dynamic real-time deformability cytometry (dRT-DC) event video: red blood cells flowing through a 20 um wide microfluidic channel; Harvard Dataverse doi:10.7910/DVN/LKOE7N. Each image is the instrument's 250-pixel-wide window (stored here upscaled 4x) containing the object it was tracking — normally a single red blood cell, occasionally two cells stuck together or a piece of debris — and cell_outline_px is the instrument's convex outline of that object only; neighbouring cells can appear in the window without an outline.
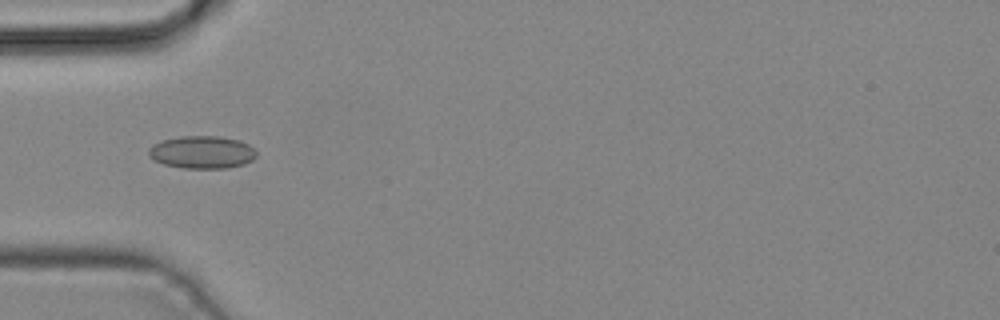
{"species": "common noctule bat (a hibernating species)", "species_latin": "Nyctalus noctula", "temperature_condition": "cold", "stored_images_in_passage": 4, "camera_frame_rate_fps": 3000, "um_per_image_px": 0.085, "animal": {"sex": "male", "body_mass_g": 19.2, "forearm_length_mm": 51.8}, "frame": {"image": 1, "passage_image": 2, "time_ms": 0.333, "image_size_px": [1000, 320], "cell_outline_px": [[256, 156], [252, 160], [244, 164], [228, 168], [184, 168], [164, 164], [148, 156], [148, 148], [152, 144], [160, 140], [180, 136], [220, 136], [240, 140], [248, 144], [256, 152]], "centroid_in_image_um": [17.15, 12.93], "position_along_channel_um": 67.8, "area_um2": 20.63}}
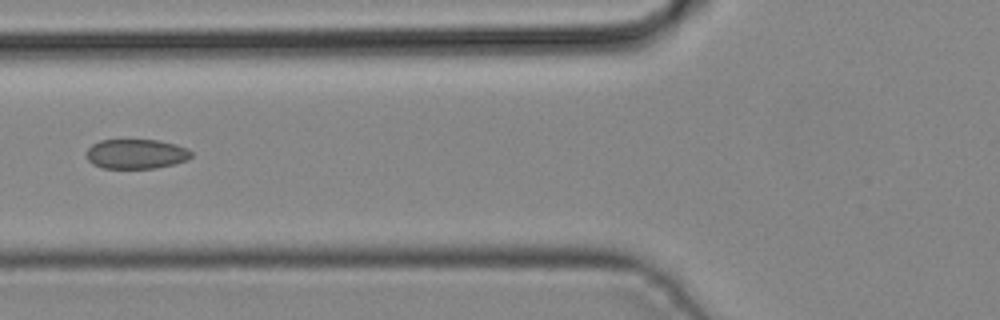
{"frame": {"image": 2, "passage_image": 3, "time_ms": 0.667, "image_size_px": [1000, 320], "cell_outline_px": [[192, 156], [184, 160], [172, 164], [156, 168], [104, 168], [92, 164], [88, 160], [88, 148], [92, 144], [100, 140], [160, 140], [176, 144], [188, 148], [192, 152]], "centroid_in_image_um": [11.58, 13.07], "position_along_channel_um": 114.2, "area_um2": 18.03}}
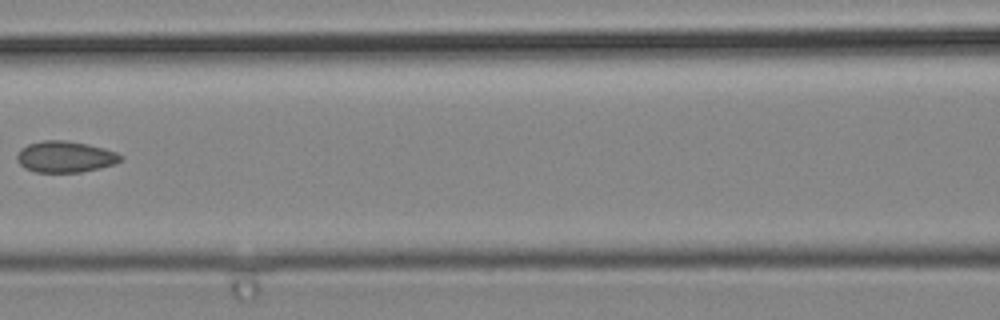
{"frame": {"image": 3, "passage_image": 4, "time_ms": 1.0, "image_size_px": [1000, 320], "cell_outline_px": [[124, 156], [116, 164], [100, 168], [80, 172], [36, 172], [24, 168], [16, 160], [16, 156], [20, 148], [28, 144], [44, 140], [64, 140], [88, 144], [104, 148], [116, 152]], "centroid_in_image_um": [5.53, 13.32], "position_along_channel_um": 161.1, "area_um2": 19.02}}